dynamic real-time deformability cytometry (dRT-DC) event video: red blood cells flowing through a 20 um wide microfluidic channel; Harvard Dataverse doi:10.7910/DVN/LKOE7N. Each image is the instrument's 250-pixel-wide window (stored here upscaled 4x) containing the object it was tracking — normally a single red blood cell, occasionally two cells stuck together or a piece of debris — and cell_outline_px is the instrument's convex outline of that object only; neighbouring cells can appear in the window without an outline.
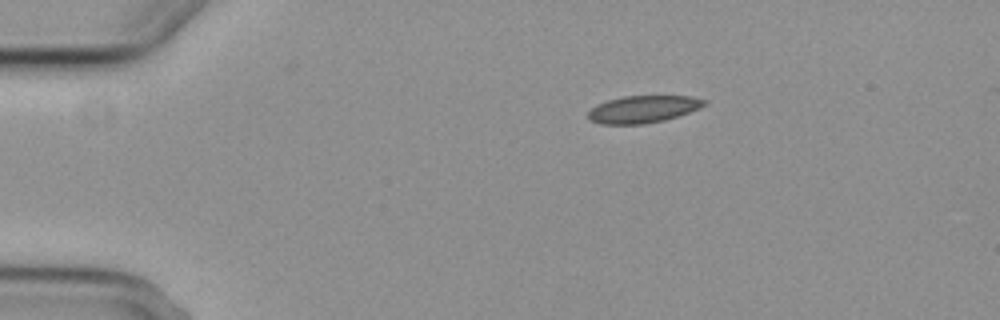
{"species": "common noctule bat (a hibernating species)", "species_latin": "Nyctalus noctula", "temperature_condition": "cold", "stored_images_in_passage": 2, "camera_frame_rate_fps": 3000, "um_per_image_px": 0.085, "animal": {"sex": "female", "body_mass_g": 29.2, "forearm_length_mm": 56.3}, "frame": {"image": 1, "passage_image": 1, "time_ms": 0.0, "image_size_px": [1000, 320], "cell_outline_px": [[708, 104], [700, 108], [664, 120], [644, 124], [600, 124], [592, 120], [588, 116], [588, 112], [596, 104], [608, 100], [624, 96], [692, 96], [708, 100]], "centroid_in_image_um": [54.69, 9.27], "position_along_channel_um": 30.3, "area_um2": 18.38}}